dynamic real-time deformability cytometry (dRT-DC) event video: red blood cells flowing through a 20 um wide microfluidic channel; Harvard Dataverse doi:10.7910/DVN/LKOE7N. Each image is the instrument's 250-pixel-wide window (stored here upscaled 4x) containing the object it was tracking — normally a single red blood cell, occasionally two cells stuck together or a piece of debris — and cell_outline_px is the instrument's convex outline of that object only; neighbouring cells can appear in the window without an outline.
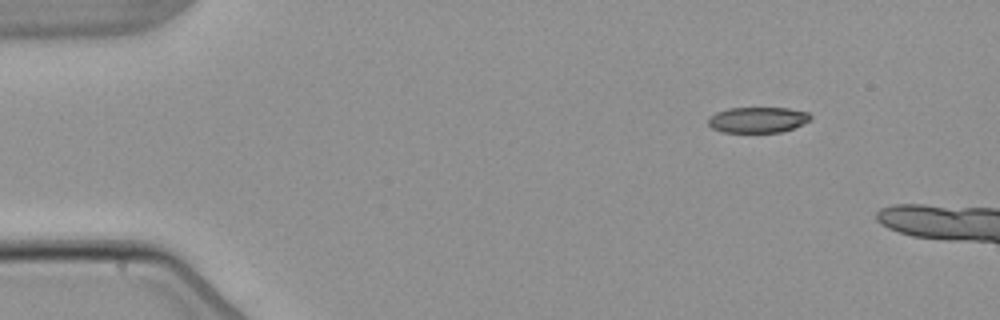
{"species": "common noctule bat (a hibernating species)", "species_latin": "Nyctalus noctula", "temperature_condition": "warm", "stored_images_in_passage": 4, "camera_frame_rate_fps": 3000, "um_per_image_px": 0.085, "animal": {"sex": "male", "body_mass_g": 21.5, "forearm_length_mm": 52.0}, "frame": {"image": 1, "passage_image": 1, "time_ms": 0.0, "image_size_px": [1000, 320], "cell_outline_px": [[812, 120], [804, 124], [780, 132], [724, 132], [712, 128], [708, 124], [708, 116], [716, 112], [728, 108], [788, 108], [808, 112], [812, 116]], "centroid_in_image_um": [64.42, 10.18], "position_along_channel_um": 20.6, "area_um2": 15.43}}